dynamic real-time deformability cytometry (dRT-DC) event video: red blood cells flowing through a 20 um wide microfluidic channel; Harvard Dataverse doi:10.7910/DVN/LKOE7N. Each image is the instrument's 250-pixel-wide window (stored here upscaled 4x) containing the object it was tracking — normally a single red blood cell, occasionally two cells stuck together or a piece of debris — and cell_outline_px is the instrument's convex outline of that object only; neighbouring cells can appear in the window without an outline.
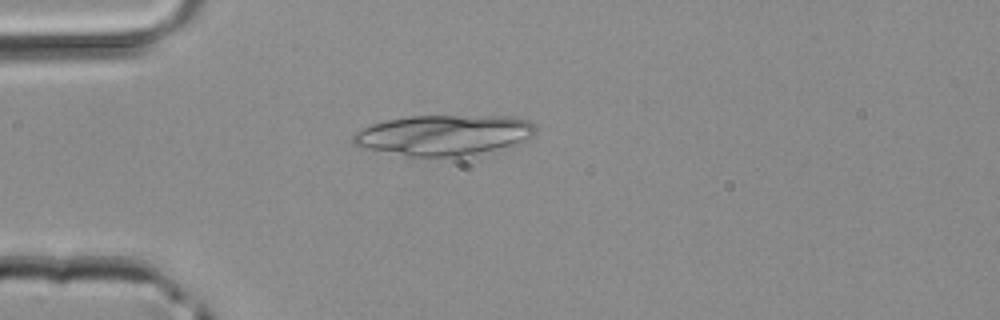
{"species": "common noctule bat (a hibernating species)", "species_latin": "Nyctalus noctula", "temperature_condition": "room temperature", "stored_images_in_passage": 1, "camera_frame_rate_fps": 3000, "um_per_image_px": 0.085, "animal": {"sex": "male", "body_mass_g": 20.4}, "frame": {"image": 1, "passage_image": 1, "time_ms": 0.0, "image_size_px": [1000, 320], "cell_outline_px": [[536, 132], [532, 136], [512, 148], [460, 156], [404, 156], [368, 148], [356, 144], [352, 140], [352, 136], [360, 128], [372, 124], [388, 120], [408, 116], [512, 116], [528, 120], [536, 124]], "centroid_in_image_um": [37.82, 11.48], "position_along_channel_um": 47.2, "area_um2": 43.35}}